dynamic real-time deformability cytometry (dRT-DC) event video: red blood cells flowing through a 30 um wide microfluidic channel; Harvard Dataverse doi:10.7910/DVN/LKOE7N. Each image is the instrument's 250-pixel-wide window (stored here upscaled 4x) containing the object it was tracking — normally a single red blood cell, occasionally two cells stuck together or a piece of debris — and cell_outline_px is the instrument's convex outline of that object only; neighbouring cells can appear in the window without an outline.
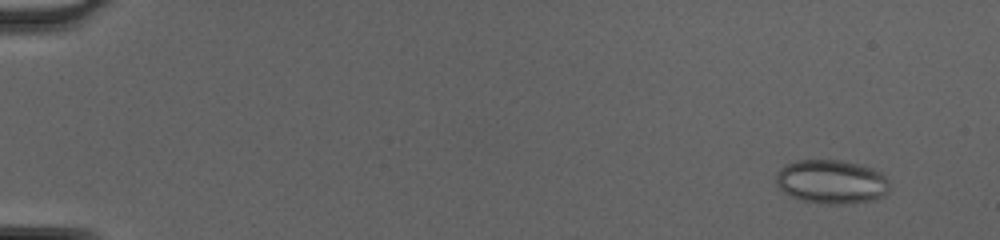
{"species": "common noctule bat (a hibernating species)", "species_latin": "Nyctalus noctula", "temperature_condition": "cold", "stored_images_in_passage": 50, "camera_frame_rate_fps": 3000, "um_per_image_px": 0.085, "animal": {"sex": "female", "body_mass_g": 20.0, "forearm_length_mm": 54.0}, "frame": {"image": 1, "passage_image": 4, "time_ms": 1.0, "image_size_px": [1000, 240], "cell_outline_px": [[888, 180], [884, 192], [880, 196], [868, 200], [836, 204], [828, 204], [804, 200], [792, 196], [784, 192], [780, 188], [776, 180], [776, 176], [788, 164], [796, 160], [836, 160], [856, 164], [872, 168], [884, 176]], "centroid_in_image_um": [70.63, 15.43], "position_along_channel_um": 14.4, "area_um2": 27.86}}
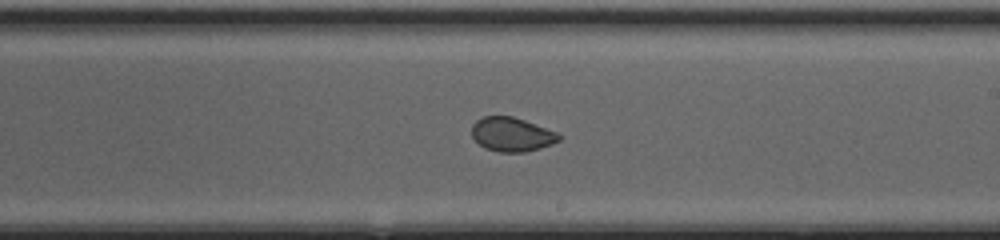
{"frame": {"image": 2, "passage_image": 31, "time_ms": 10.0, "image_size_px": [1000, 240], "cell_outline_px": [[564, 136], [560, 140], [552, 144], [540, 148], [524, 152], [500, 152], [484, 148], [472, 136], [472, 124], [476, 120], [484, 116], [512, 116], [524, 120], [556, 132]], "centroid_in_image_um": [43.51, 11.43], "position_along_channel_um": 245.5, "area_um2": 17.28}}
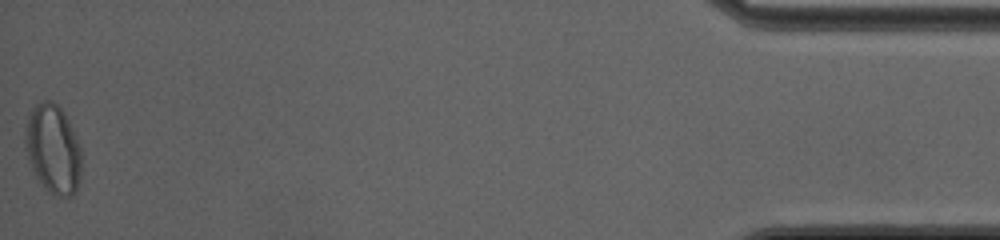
{"frame": {"image": 3, "passage_image": 50, "time_ms": 16.333, "image_size_px": [1000, 240], "cell_outline_px": [[80, 180], [72, 196], [52, 196], [36, 176], [28, 156], [24, 140], [24, 128], [28, 116], [32, 108], [36, 104], [44, 100], [52, 100], [60, 108], [80, 148]], "centroid_in_image_um": [4.47, 12.68], "position_along_channel_um": 430.7, "area_um2": 28.55}}